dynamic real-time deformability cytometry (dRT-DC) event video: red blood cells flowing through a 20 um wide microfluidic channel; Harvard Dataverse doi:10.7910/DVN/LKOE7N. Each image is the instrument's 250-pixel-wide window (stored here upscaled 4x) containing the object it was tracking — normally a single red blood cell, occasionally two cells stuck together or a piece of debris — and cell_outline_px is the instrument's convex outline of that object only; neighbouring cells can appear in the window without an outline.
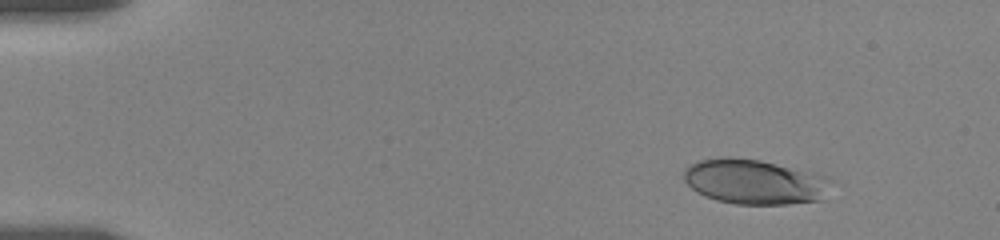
{"species": "human", "species_latin": "Homo sapiens", "temperature_condition": "room temperature", "stored_images_in_passage": 8, "camera_frame_rate_fps": 3000, "um_per_image_px": 0.085, "donor": {"sex": "female"}, "frame": {"image": 1, "passage_image": 4, "time_ms": 2.0, "image_size_px": [1000, 240], "cell_outline_px": [[832, 180], [824, 200], [788, 204], [736, 204], [716, 200], [704, 196], [696, 192], [684, 180], [684, 168], [700, 160], [728, 156], [760, 160], [812, 172], [824, 176]], "centroid_in_image_um": [64.14, 15.46], "position_along_channel_um": 20.9, "area_um2": 38.67}}
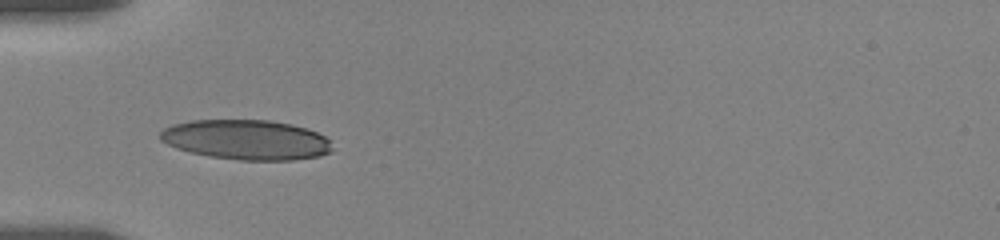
{"frame": {"image": 2, "passage_image": 7, "time_ms": 6.0, "image_size_px": [1000, 240], "cell_outline_px": [[332, 152], [320, 156], [292, 160], [240, 160], [208, 156], [176, 148], [160, 140], [160, 132], [164, 128], [172, 124], [192, 120], [268, 120], [288, 124], [304, 128], [316, 132], [324, 136], [328, 140], [332, 148]], "centroid_in_image_um": [20.92, 11.88], "position_along_channel_um": 64.1, "area_um2": 39.82}}
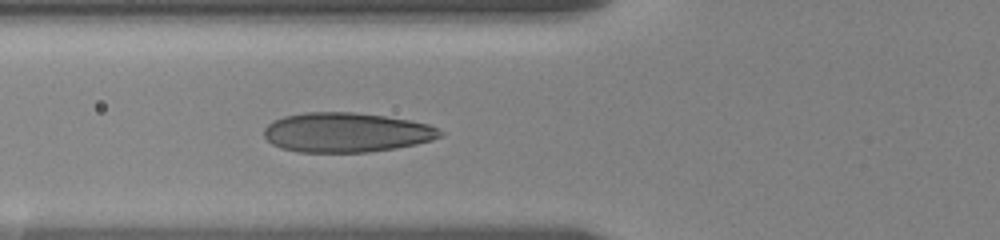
{"frame": {"image": 3, "passage_image": 8, "time_ms": 7.0, "image_size_px": [1000, 240], "cell_outline_px": [[444, 132], [440, 136], [432, 140], [416, 144], [396, 148], [368, 152], [296, 152], [280, 148], [272, 144], [264, 136], [264, 128], [272, 120], [284, 116], [304, 112], [352, 112], [384, 116], [412, 120], [428, 124]], "centroid_in_image_um": [29.41, 11.25], "position_along_channel_um": 96.4, "area_um2": 40.81}}